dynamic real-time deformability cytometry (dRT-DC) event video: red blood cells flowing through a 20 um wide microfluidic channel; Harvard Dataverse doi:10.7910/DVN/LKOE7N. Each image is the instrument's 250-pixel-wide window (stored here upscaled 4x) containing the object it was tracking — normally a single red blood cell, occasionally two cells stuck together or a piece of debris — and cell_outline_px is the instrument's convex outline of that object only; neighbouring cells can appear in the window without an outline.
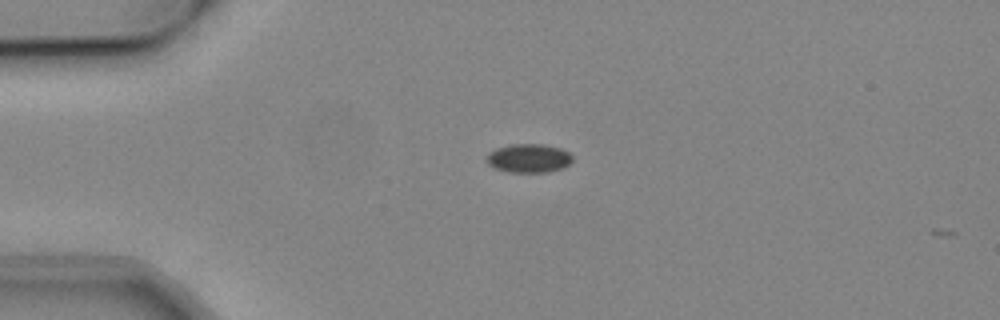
{"species": "common noctule bat (a hibernating species)", "species_latin": "Nyctalus noctula", "temperature_condition": "cold", "stored_images_in_passage": 42, "camera_frame_rate_fps": 3000, "um_per_image_px": 0.085, "animal": {"sex": "male", "body_mass_g": 19.2, "forearm_length_mm": 51.8}, "frame": {"image": 1, "passage_image": 1, "time_ms": 0.0, "image_size_px": [1000, 320], "cell_outline_px": [[572, 160], [564, 168], [548, 172], [508, 172], [496, 168], [488, 164], [488, 152], [496, 148], [512, 144], [544, 144], [560, 148], [568, 152], [572, 156]], "centroid_in_image_um": [44.96, 13.45], "position_along_channel_um": 40.0, "area_um2": 14.33}}
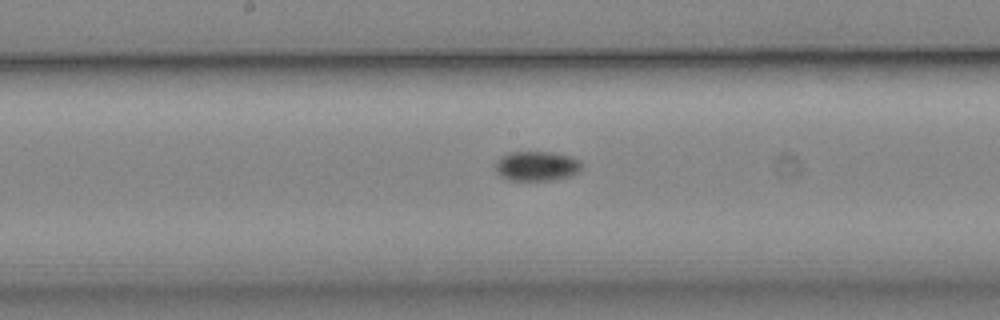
{"frame": {"image": 2, "passage_image": 16, "time_ms": 5.0, "image_size_px": [1000, 320], "cell_outline_px": [[580, 168], [572, 176], [552, 180], [512, 180], [500, 176], [496, 172], [496, 160], [500, 156], [508, 152], [552, 152], [572, 156], [580, 160]], "centroid_in_image_um": [45.6, 14.1], "position_along_channel_um": 202.6, "area_um2": 14.97}}
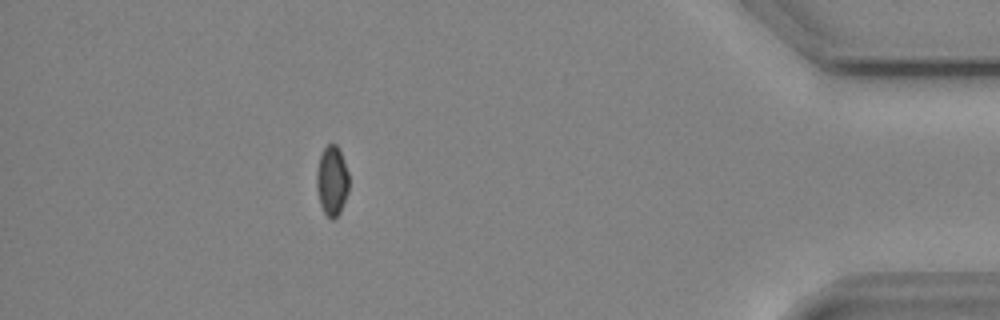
{"frame": {"image": 3, "passage_image": 36, "time_ms": 11.667, "image_size_px": [1000, 320], "cell_outline_px": [[348, 192], [340, 212], [332, 220], [324, 212], [320, 204], [316, 188], [316, 172], [320, 156], [324, 148], [328, 144], [336, 144], [344, 160], [348, 172]], "centroid_in_image_um": [28.21, 15.36], "position_along_channel_um": 407.0, "area_um2": 13.06}}